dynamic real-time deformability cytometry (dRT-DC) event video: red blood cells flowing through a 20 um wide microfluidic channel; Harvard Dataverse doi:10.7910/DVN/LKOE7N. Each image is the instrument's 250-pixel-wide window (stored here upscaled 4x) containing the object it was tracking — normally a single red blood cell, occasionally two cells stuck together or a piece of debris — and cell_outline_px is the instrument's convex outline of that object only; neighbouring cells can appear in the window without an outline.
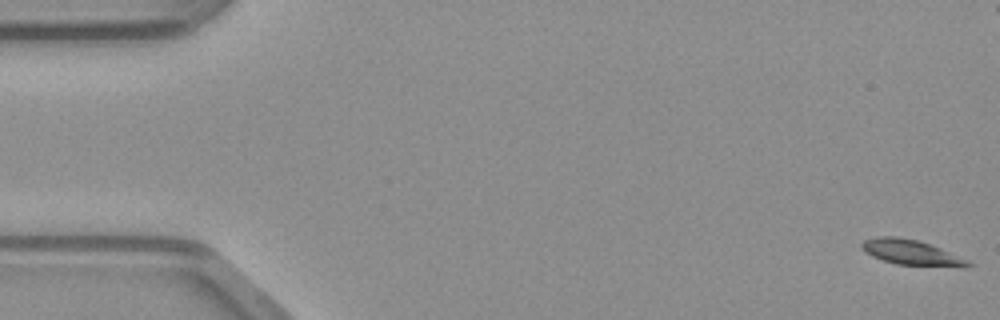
{"species": "common noctule bat (a hibernating species)", "species_latin": "Nyctalus noctula", "temperature_condition": "warm", "stored_images_in_passage": 50, "camera_frame_rate_fps": 3000, "um_per_image_px": 0.085, "animal": {"sex": "male", "body_mass_g": 23.1, "forearm_length_mm": 52.7}, "frame": {"image": 1, "passage_image": 1, "time_ms": 0.0, "image_size_px": [1000, 320], "cell_outline_px": [[972, 264], [968, 268], [964, 268], [896, 264], [872, 256], [864, 252], [860, 248], [860, 244], [864, 240], [876, 236], [896, 236], [916, 240], [940, 248], [968, 260]], "centroid_in_image_um": [77.45, 21.47], "position_along_channel_um": 7.6, "area_um2": 15.72}}
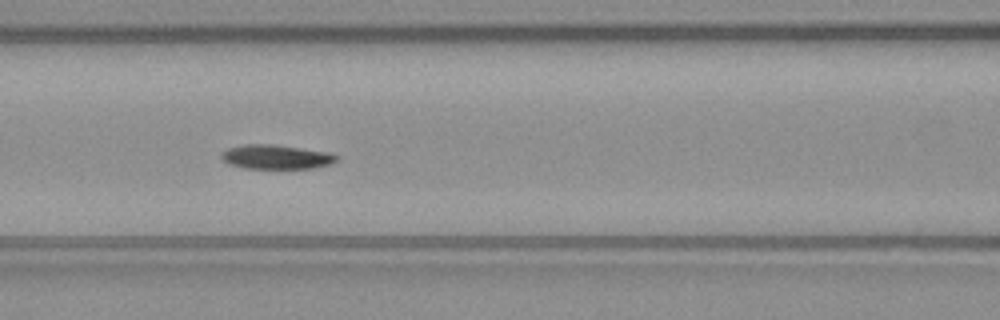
{"frame": {"image": 2, "passage_image": 21, "time_ms": 6.667, "image_size_px": [1000, 320], "cell_outline_px": [[340, 160], [332, 164], [312, 168], [244, 168], [228, 164], [220, 156], [220, 152], [228, 148], [244, 144], [272, 144], [332, 152], [340, 156]], "centroid_in_image_um": [23.53, 13.33], "position_along_channel_um": 143.1, "area_um2": 16.59}}
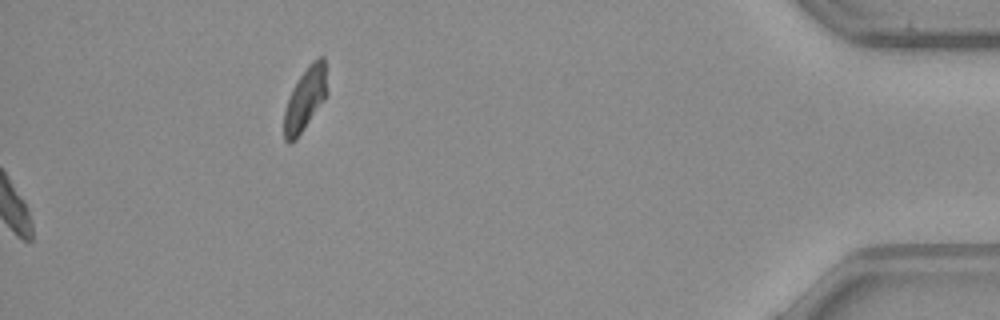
{"frame": {"image": 3, "passage_image": 50, "time_ms": 16.333, "image_size_px": [1000, 320], "cell_outline_px": [[328, 92], [324, 100], [296, 140], [288, 144], [284, 140], [284, 112], [292, 88], [308, 64], [312, 60], [320, 56], [324, 56]], "centroid_in_image_um": [25.95, 8.4], "position_along_channel_um": 409.3, "area_um2": 15.9}}